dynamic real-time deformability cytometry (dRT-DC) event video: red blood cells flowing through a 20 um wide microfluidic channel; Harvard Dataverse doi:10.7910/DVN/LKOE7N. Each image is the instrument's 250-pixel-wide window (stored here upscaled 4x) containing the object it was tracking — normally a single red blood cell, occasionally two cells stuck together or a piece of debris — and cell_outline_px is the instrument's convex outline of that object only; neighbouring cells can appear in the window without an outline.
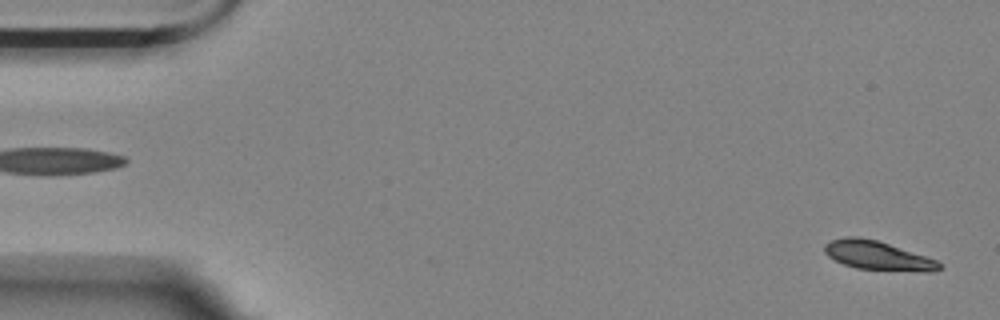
{"species": "Egyptian fruit bat (a non-hibernating species)", "species_latin": "Rousettus aegyptiacus", "temperature_condition": "room temperature", "stored_images_in_passage": 56, "camera_frame_rate_fps": 3000, "um_per_image_px": 0.085, "animal": {"sex": "female"}, "frame": {"image": 1, "passage_image": 1, "time_ms": 0.0, "image_size_px": [1000, 320], "cell_outline_px": [[940, 268], [936, 272], [924, 272], [856, 268], [844, 264], [828, 256], [824, 252], [824, 244], [832, 240], [848, 236], [856, 236], [876, 240], [936, 260], [940, 264]], "centroid_in_image_um": [74.58, 21.73], "position_along_channel_um": 10.4, "area_um2": 19.02}}
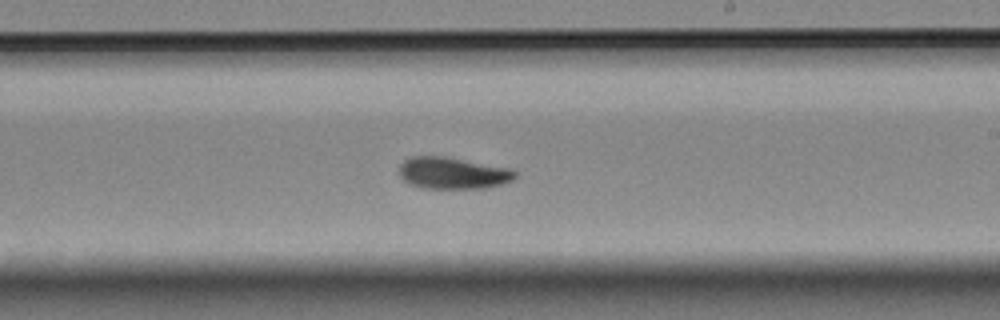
{"frame": {"image": 2, "passage_image": 32, "time_ms": 10.333, "image_size_px": [1000, 320], "cell_outline_px": [[516, 176], [512, 180], [504, 184], [488, 188], [420, 188], [408, 184], [400, 176], [400, 164], [404, 160], [412, 156], [440, 156], [508, 168], [516, 172]], "centroid_in_image_um": [38.46, 14.73], "position_along_channel_um": 250.5, "area_um2": 21.27}}
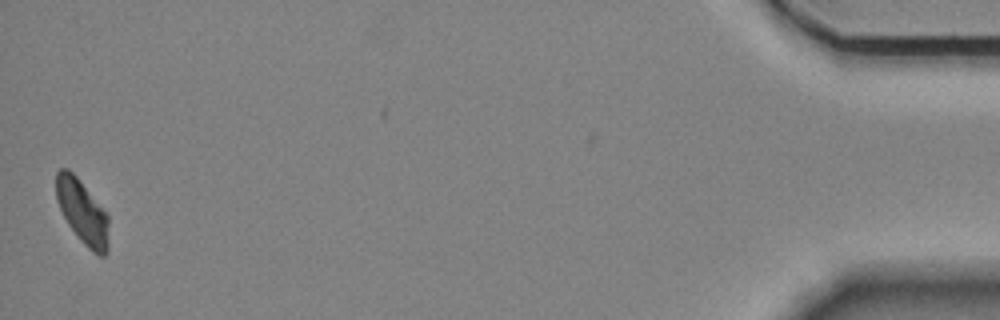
{"frame": {"image": 3, "passage_image": 55, "time_ms": 18.0, "image_size_px": [1000, 320], "cell_outline_px": [[108, 252], [104, 256], [100, 256], [92, 252], [80, 240], [68, 224], [56, 200], [56, 172], [60, 168], [68, 168], [76, 176], [108, 216]], "centroid_in_image_um": [6.99, 18.03], "position_along_channel_um": 428.2, "area_um2": 19.36}, "authors_computed_cell_mechanics": {"area_um2": 20.3745, "velocity_mm_per_s": 3.4956, "shape_relaxation_time_tau1_ms": 4.7472, "shape_relaxation_time_tau2_ms": 6.503, "deformation_change_tau1": 0.1285, "deformation_change_tau2": 0.0807}}